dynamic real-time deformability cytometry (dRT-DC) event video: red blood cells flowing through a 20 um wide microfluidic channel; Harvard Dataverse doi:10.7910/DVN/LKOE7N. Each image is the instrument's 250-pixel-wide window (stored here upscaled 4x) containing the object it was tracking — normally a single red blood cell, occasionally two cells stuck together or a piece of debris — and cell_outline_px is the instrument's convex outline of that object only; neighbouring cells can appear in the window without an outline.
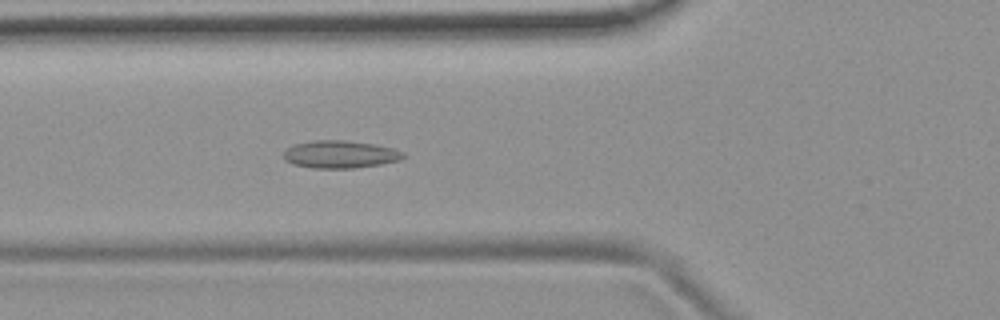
{"species": "common noctule bat (a hibernating species)", "species_latin": "Nyctalus noctula", "temperature_condition": "room temperature", "stored_images_in_passage": 5, "camera_frame_rate_fps": 3000, "um_per_image_px": 0.085, "animal": {"sex": "female", "body_mass_g": 19.9}, "frame": {"image": 1, "passage_image": 5, "time_ms": 4.667, "image_size_px": [1000, 320], "cell_outline_px": [[404, 156], [396, 160], [380, 164], [352, 168], [312, 168], [292, 164], [284, 160], [284, 152], [292, 144], [312, 140], [344, 140], [372, 144], [392, 148], [404, 152]], "centroid_in_image_um": [28.83, 13.11], "position_along_channel_um": 97.0, "area_um2": 19.07}}